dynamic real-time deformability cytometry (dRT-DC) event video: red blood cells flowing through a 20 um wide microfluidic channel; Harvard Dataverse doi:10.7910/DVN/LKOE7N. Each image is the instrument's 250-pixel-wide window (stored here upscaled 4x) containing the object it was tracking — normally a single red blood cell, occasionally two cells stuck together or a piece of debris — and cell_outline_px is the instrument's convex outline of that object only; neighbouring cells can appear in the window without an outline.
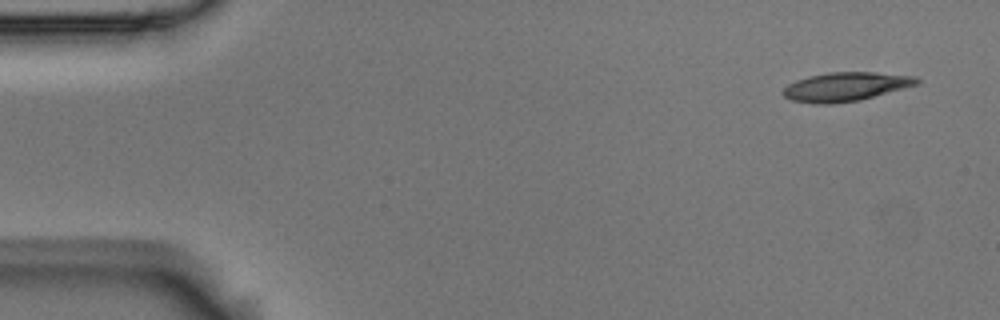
{"species": "Egyptian fruit bat (a non-hibernating species)", "species_latin": "Rousettus aegyptiacus", "temperature_condition": "room temperature", "stored_images_in_passage": 9, "camera_frame_rate_fps": 3000, "um_per_image_px": 0.085, "animal": {"sex": "male"}, "frame": {"image": 1, "passage_image": 1, "time_ms": 0.0, "image_size_px": [1000, 320], "cell_outline_px": [[920, 84], [860, 100], [832, 104], [812, 104], [792, 100], [784, 96], [780, 92], [788, 84], [796, 80], [808, 76], [828, 72], [876, 72], [916, 76], [920, 80]], "centroid_in_image_um": [71.88, 7.37], "position_along_channel_um": 13.1, "area_um2": 22.77}}
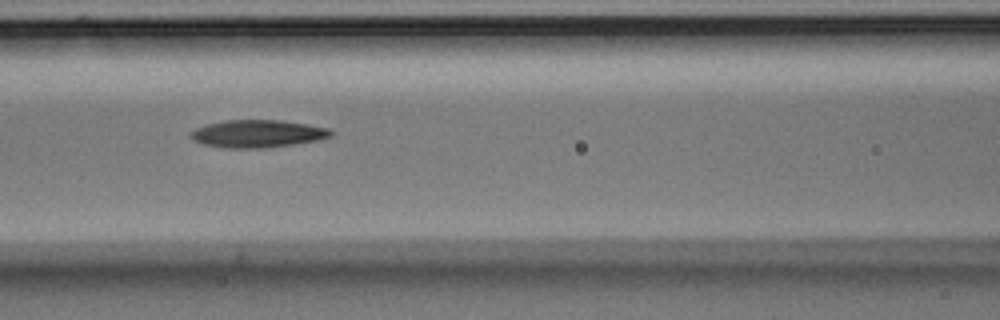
{"frame": {"image": 2, "passage_image": 6, "time_ms": 1.667, "image_size_px": [1000, 320], "cell_outline_px": [[336, 132], [332, 136], [316, 140], [292, 144], [264, 148], [224, 148], [204, 144], [196, 140], [192, 136], [192, 132], [196, 128], [208, 124], [228, 120], [280, 120], [308, 124], [328, 128]], "centroid_in_image_um": [21.96, 11.36], "position_along_channel_um": 144.6, "area_um2": 22.25}}
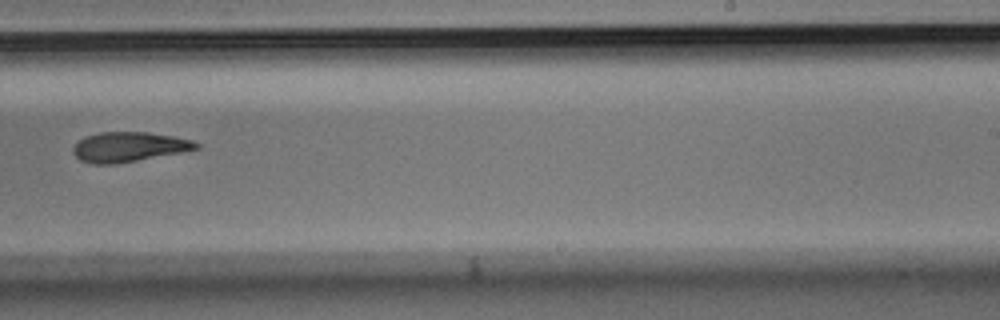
{"frame": {"image": 3, "passage_image": 9, "time_ms": 2.667, "image_size_px": [1000, 320], "cell_outline_px": [[200, 148], [180, 152], [136, 160], [112, 164], [92, 164], [80, 160], [72, 152], [72, 148], [84, 136], [100, 132], [148, 132], [172, 136], [192, 140], [200, 144]], "centroid_in_image_um": [10.92, 12.48], "position_along_channel_um": 278.1, "area_um2": 21.15}}